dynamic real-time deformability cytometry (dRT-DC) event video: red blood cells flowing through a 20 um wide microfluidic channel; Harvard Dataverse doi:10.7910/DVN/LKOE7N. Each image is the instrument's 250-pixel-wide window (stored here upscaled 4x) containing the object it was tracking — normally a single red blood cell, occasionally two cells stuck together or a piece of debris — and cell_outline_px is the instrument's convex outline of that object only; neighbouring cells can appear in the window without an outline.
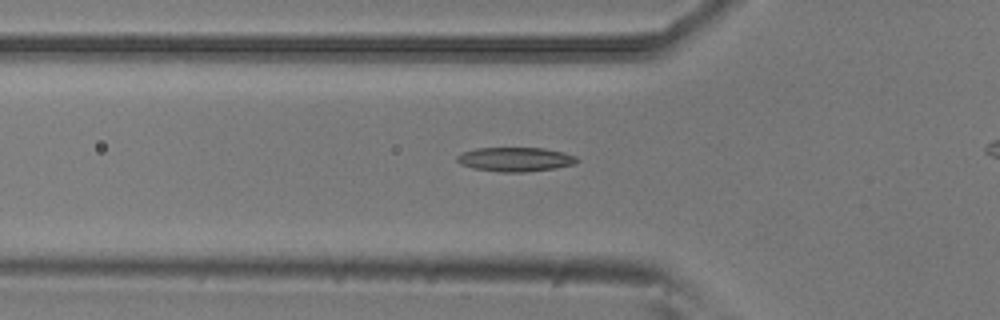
{"species": "common noctule bat (a hibernating species)", "species_latin": "Nyctalus noctula", "temperature_condition": "room temperature", "stored_images_in_passage": 43, "camera_frame_rate_fps": 3000, "um_per_image_px": 0.085, "animal": {"sex": "male", "body_mass_g": 20.5, "forearm_length_mm": 52.5}, "frame": {"image": 1, "passage_image": 17, "time_ms": 5.333, "image_size_px": [1000, 320], "cell_outline_px": [[580, 160], [572, 164], [556, 168], [524, 172], [500, 172], [472, 168], [460, 164], [456, 160], [456, 156], [464, 152], [476, 148], [544, 148], [564, 152], [576, 156]], "centroid_in_image_um": [43.8, 13.54], "position_along_channel_um": 82.0, "area_um2": 16.94}}
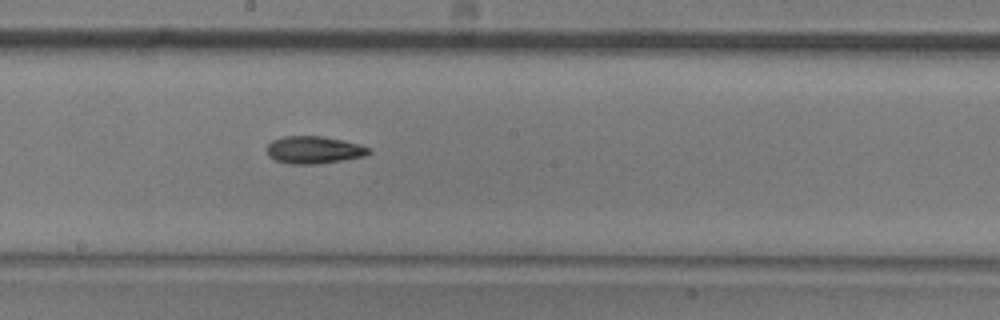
{"frame": {"image": 2, "passage_image": 28, "time_ms": 9.0, "image_size_px": [1000, 320], "cell_outline_px": [[372, 152], [364, 156], [316, 164], [288, 164], [276, 160], [268, 156], [268, 144], [272, 140], [284, 136], [324, 136], [344, 140], [360, 144], [368, 148]], "centroid_in_image_um": [26.67, 12.73], "position_along_channel_um": 221.5, "area_um2": 16.24}}
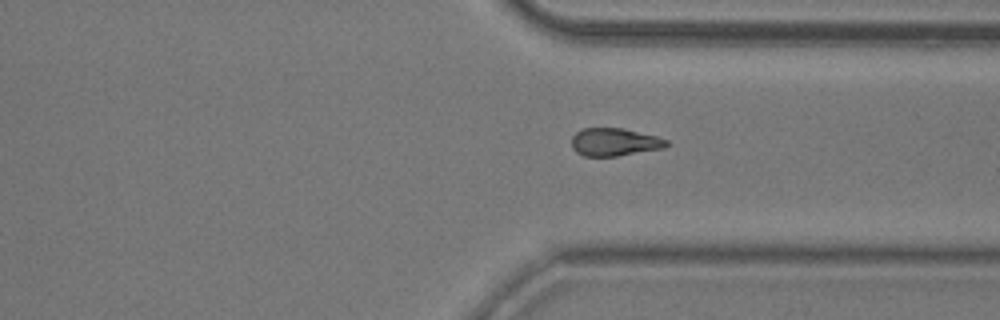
{"frame": {"image": 3, "passage_image": 39, "time_ms": 12.667, "image_size_px": [1000, 320], "cell_outline_px": [[672, 144], [664, 148], [616, 156], [584, 156], [576, 152], [572, 148], [572, 136], [576, 132], [584, 128], [620, 128], [656, 136], [668, 140]], "centroid_in_image_um": [52.24, 12.08], "position_along_channel_um": 359.2, "area_um2": 15.37}}